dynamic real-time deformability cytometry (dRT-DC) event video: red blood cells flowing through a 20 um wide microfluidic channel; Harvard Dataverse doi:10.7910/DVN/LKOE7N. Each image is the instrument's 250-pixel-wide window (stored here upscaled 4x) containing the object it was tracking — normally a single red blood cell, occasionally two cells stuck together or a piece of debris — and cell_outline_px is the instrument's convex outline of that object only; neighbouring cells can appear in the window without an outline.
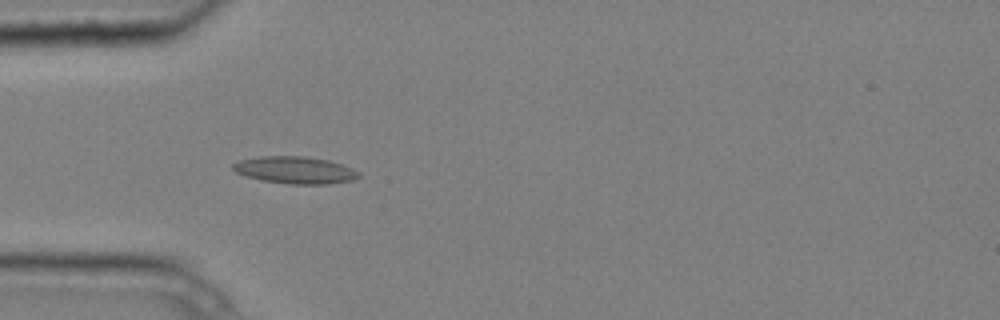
{"species": "common noctule bat (a hibernating species)", "species_latin": "Nyctalus noctula", "temperature_condition": "cold", "stored_images_in_passage": 5, "camera_frame_rate_fps": 3000, "um_per_image_px": 0.085, "animal": {"sex": "male", "body_mass_g": 20.4}, "frame": {"image": 1, "passage_image": 4, "time_ms": 1.0, "image_size_px": [1000, 320], "cell_outline_px": [[360, 176], [352, 180], [328, 184], [288, 184], [260, 180], [244, 176], [236, 172], [232, 168], [232, 164], [240, 160], [260, 156], [304, 156], [328, 160], [352, 168], [360, 172]], "centroid_in_image_um": [25.06, 14.46], "position_along_channel_um": 59.9, "area_um2": 19.94}}
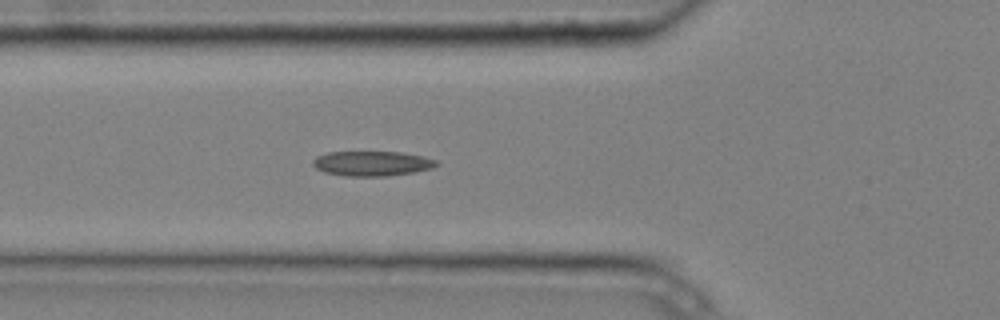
{"frame": {"image": 2, "passage_image": 5, "time_ms": 1.333, "image_size_px": [1000, 320], "cell_outline_px": [[440, 164], [432, 168], [412, 172], [388, 176], [348, 176], [324, 172], [316, 168], [312, 164], [312, 160], [316, 156], [328, 152], [400, 152], [420, 156], [436, 160]], "centroid_in_image_um": [31.59, 13.89], "position_along_channel_um": 94.2, "area_um2": 17.8}}